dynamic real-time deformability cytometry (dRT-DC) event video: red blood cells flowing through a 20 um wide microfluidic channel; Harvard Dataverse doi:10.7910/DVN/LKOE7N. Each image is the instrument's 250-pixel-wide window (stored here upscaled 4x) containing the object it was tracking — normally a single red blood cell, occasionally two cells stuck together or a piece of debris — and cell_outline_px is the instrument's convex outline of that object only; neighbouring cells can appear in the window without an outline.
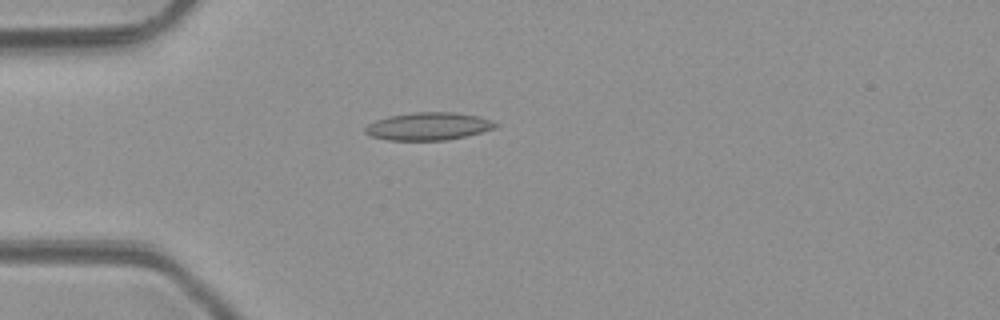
{"species": "common noctule bat (a hibernating species)", "species_latin": "Nyctalus noctula", "temperature_condition": "room temperature", "stored_images_in_passage": 3, "camera_frame_rate_fps": 3000, "um_per_image_px": 0.085, "animal": {"sex": "male", "body_mass_g": 23.1, "forearm_length_mm": 52.7}, "frame": {"image": 1, "passage_image": 1, "time_ms": 0.0, "image_size_px": [1000, 320], "cell_outline_px": [[500, 124], [496, 128], [448, 140], [388, 140], [372, 136], [364, 132], [364, 128], [368, 124], [376, 120], [388, 116], [416, 112], [456, 112], [476, 116]], "centroid_in_image_um": [36.39, 10.73], "position_along_channel_um": 48.6, "area_um2": 20.87}}
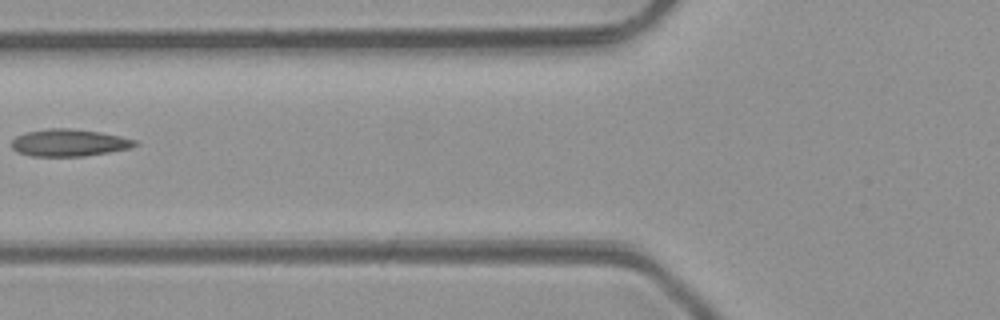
{"frame": {"image": 2, "passage_image": 3, "time_ms": 2.0, "image_size_px": [1000, 320], "cell_outline_px": [[140, 144], [128, 148], [108, 152], [84, 156], [32, 156], [16, 152], [12, 148], [12, 140], [16, 136], [28, 132], [48, 128], [68, 128], [100, 132], [120, 136], [136, 140]], "centroid_in_image_um": [5.86, 12.13], "position_along_channel_um": 119.9, "area_um2": 19.42}}